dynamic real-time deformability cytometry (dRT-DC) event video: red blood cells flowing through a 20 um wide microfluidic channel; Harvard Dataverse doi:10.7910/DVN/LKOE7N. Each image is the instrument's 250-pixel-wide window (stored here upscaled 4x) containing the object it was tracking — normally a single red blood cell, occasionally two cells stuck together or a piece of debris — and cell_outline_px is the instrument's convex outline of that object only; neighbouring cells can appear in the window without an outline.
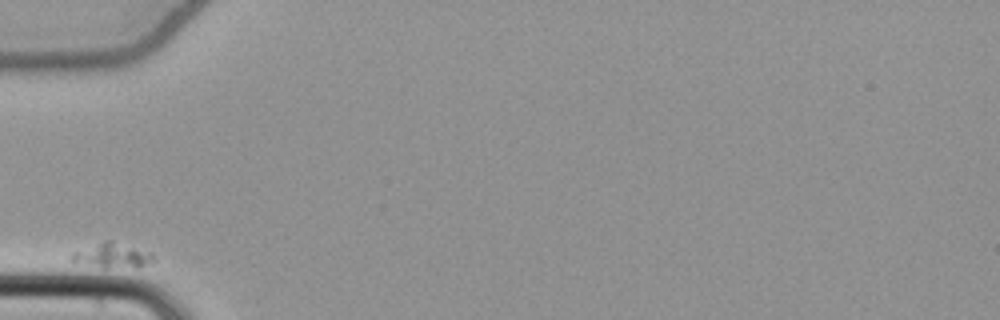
{"species": "common noctule bat (a hibernating species)", "species_latin": "Nyctalus noctula", "temperature_condition": "cold", "stored_images_in_passage": 34, "camera_frame_rate_fps": 3000, "um_per_image_px": 0.085, "animal": {"sex": "female", "body_mass_g": 22.7, "forearm_length_mm": 54.2}, "frame": {"image": 1, "passage_image": 1, "time_ms": 0.0, "image_size_px": [1000, 320], "cell_outline_px": [[156, 260], [140, 268], [104, 268], [68, 260], [68, 256], [72, 252], [104, 240], [112, 240], [152, 252], [156, 256]], "centroid_in_image_um": [9.59, 21.73], "position_along_channel_um": 75.4, "area_um2": 12.37}}
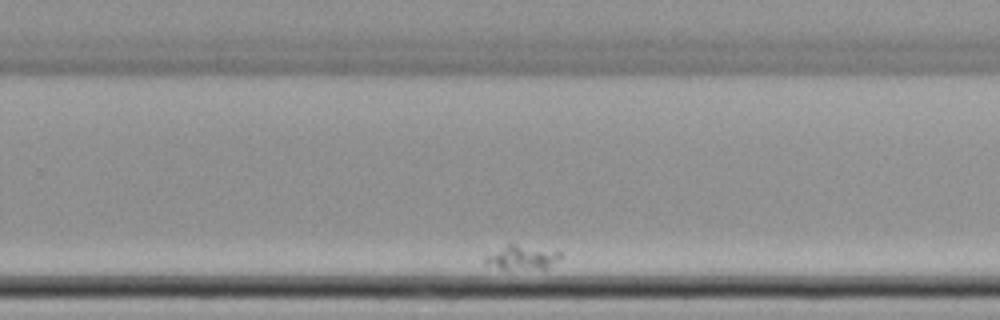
{"frame": {"image": 2, "passage_image": 24, "time_ms": 7.667, "image_size_px": [1000, 320], "cell_outline_px": [[560, 260], [544, 268], [500, 268], [484, 264], [484, 256], [508, 244], [516, 244], [560, 252]], "centroid_in_image_um": [44.32, 21.87], "position_along_channel_um": 285.5, "area_um2": 10.17}}
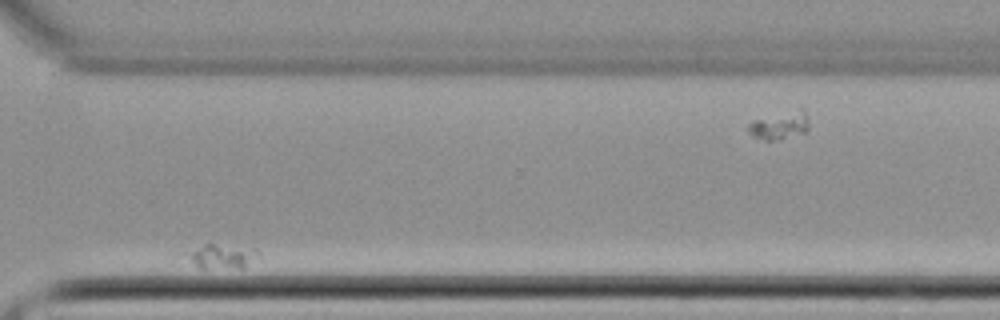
{"frame": {"image": 3, "passage_image": 31, "time_ms": 10.0, "image_size_px": [1000, 320], "cell_outline_px": [[260, 252], [240, 268], [200, 268], [180, 252], [204, 244], [212, 244], [256, 248]], "centroid_in_image_um": [18.72, 21.75], "position_along_channel_um": 351.9, "area_um2": 10.06}}